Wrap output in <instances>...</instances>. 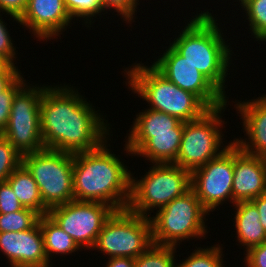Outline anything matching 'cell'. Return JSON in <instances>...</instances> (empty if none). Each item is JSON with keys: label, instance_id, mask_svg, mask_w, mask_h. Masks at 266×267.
<instances>
[{"label": "cell", "instance_id": "1", "mask_svg": "<svg viewBox=\"0 0 266 267\" xmlns=\"http://www.w3.org/2000/svg\"><path fill=\"white\" fill-rule=\"evenodd\" d=\"M63 85H47L43 92L40 104L43 145L45 149L71 154L95 150L110 138V124L77 89Z\"/></svg>", "mask_w": 266, "mask_h": 267}, {"label": "cell", "instance_id": "2", "mask_svg": "<svg viewBox=\"0 0 266 267\" xmlns=\"http://www.w3.org/2000/svg\"><path fill=\"white\" fill-rule=\"evenodd\" d=\"M109 140L95 150L73 154L74 200L100 202L116 211L125 210L130 201L132 172L108 148Z\"/></svg>", "mask_w": 266, "mask_h": 267}, {"label": "cell", "instance_id": "3", "mask_svg": "<svg viewBox=\"0 0 266 267\" xmlns=\"http://www.w3.org/2000/svg\"><path fill=\"white\" fill-rule=\"evenodd\" d=\"M213 13L195 14L170 45L196 67L226 98L232 50ZM219 25V27H218Z\"/></svg>", "mask_w": 266, "mask_h": 267}, {"label": "cell", "instance_id": "4", "mask_svg": "<svg viewBox=\"0 0 266 267\" xmlns=\"http://www.w3.org/2000/svg\"><path fill=\"white\" fill-rule=\"evenodd\" d=\"M129 67L123 71L124 77L127 76L125 83L130 91L147 101L150 109L174 116L182 122L198 119L209 110L195 94L179 88L152 65L140 62Z\"/></svg>", "mask_w": 266, "mask_h": 267}, {"label": "cell", "instance_id": "5", "mask_svg": "<svg viewBox=\"0 0 266 267\" xmlns=\"http://www.w3.org/2000/svg\"><path fill=\"white\" fill-rule=\"evenodd\" d=\"M149 165L153 166L141 179L134 178L131 173V194L127 207L131 213L145 217H150L154 210L163 208L191 189L190 171L174 163Z\"/></svg>", "mask_w": 266, "mask_h": 267}, {"label": "cell", "instance_id": "6", "mask_svg": "<svg viewBox=\"0 0 266 267\" xmlns=\"http://www.w3.org/2000/svg\"><path fill=\"white\" fill-rule=\"evenodd\" d=\"M155 214L149 217L154 244L177 247L184 240L202 239L208 233L205 222L210 213L192 189L173 199Z\"/></svg>", "mask_w": 266, "mask_h": 267}, {"label": "cell", "instance_id": "7", "mask_svg": "<svg viewBox=\"0 0 266 267\" xmlns=\"http://www.w3.org/2000/svg\"><path fill=\"white\" fill-rule=\"evenodd\" d=\"M226 105L228 104L209 109L200 118L184 122L180 149L174 164L192 172L229 147L233 141L224 145V133L221 129L225 128L222 112L226 110Z\"/></svg>", "mask_w": 266, "mask_h": 267}, {"label": "cell", "instance_id": "8", "mask_svg": "<svg viewBox=\"0 0 266 267\" xmlns=\"http://www.w3.org/2000/svg\"><path fill=\"white\" fill-rule=\"evenodd\" d=\"M22 164L34 178L48 209L74 200L73 154L43 149L23 155Z\"/></svg>", "mask_w": 266, "mask_h": 267}, {"label": "cell", "instance_id": "9", "mask_svg": "<svg viewBox=\"0 0 266 267\" xmlns=\"http://www.w3.org/2000/svg\"><path fill=\"white\" fill-rule=\"evenodd\" d=\"M152 244L150 218L125 209L115 211L105 222L93 250L101 251L107 258L136 259Z\"/></svg>", "mask_w": 266, "mask_h": 267}, {"label": "cell", "instance_id": "10", "mask_svg": "<svg viewBox=\"0 0 266 267\" xmlns=\"http://www.w3.org/2000/svg\"><path fill=\"white\" fill-rule=\"evenodd\" d=\"M46 87L28 82L15 94L8 124L1 133L22 156L45 149L40 104Z\"/></svg>", "mask_w": 266, "mask_h": 267}, {"label": "cell", "instance_id": "11", "mask_svg": "<svg viewBox=\"0 0 266 267\" xmlns=\"http://www.w3.org/2000/svg\"><path fill=\"white\" fill-rule=\"evenodd\" d=\"M116 210L108 204L72 200L48 210V215L82 249H93L105 222Z\"/></svg>", "mask_w": 266, "mask_h": 267}, {"label": "cell", "instance_id": "12", "mask_svg": "<svg viewBox=\"0 0 266 267\" xmlns=\"http://www.w3.org/2000/svg\"><path fill=\"white\" fill-rule=\"evenodd\" d=\"M233 176L234 142L218 157L191 172V189L209 213L226 201L232 203Z\"/></svg>", "mask_w": 266, "mask_h": 267}, {"label": "cell", "instance_id": "13", "mask_svg": "<svg viewBox=\"0 0 266 267\" xmlns=\"http://www.w3.org/2000/svg\"><path fill=\"white\" fill-rule=\"evenodd\" d=\"M162 56V57H160ZM152 66L179 88L195 94L209 109L225 105L228 99L171 45Z\"/></svg>", "mask_w": 266, "mask_h": 267}, {"label": "cell", "instance_id": "14", "mask_svg": "<svg viewBox=\"0 0 266 267\" xmlns=\"http://www.w3.org/2000/svg\"><path fill=\"white\" fill-rule=\"evenodd\" d=\"M18 19L20 25L29 29L34 37L46 42L61 37L59 35L73 20L64 0H28L25 11Z\"/></svg>", "mask_w": 266, "mask_h": 267}, {"label": "cell", "instance_id": "15", "mask_svg": "<svg viewBox=\"0 0 266 267\" xmlns=\"http://www.w3.org/2000/svg\"><path fill=\"white\" fill-rule=\"evenodd\" d=\"M0 251L10 267H51L48 262L39 222L31 229L0 233Z\"/></svg>", "mask_w": 266, "mask_h": 267}, {"label": "cell", "instance_id": "16", "mask_svg": "<svg viewBox=\"0 0 266 267\" xmlns=\"http://www.w3.org/2000/svg\"><path fill=\"white\" fill-rule=\"evenodd\" d=\"M184 122H180L173 132L128 133L124 150L129 156L144 157L151 163H174L177 159Z\"/></svg>", "mask_w": 266, "mask_h": 267}, {"label": "cell", "instance_id": "17", "mask_svg": "<svg viewBox=\"0 0 266 267\" xmlns=\"http://www.w3.org/2000/svg\"><path fill=\"white\" fill-rule=\"evenodd\" d=\"M266 193V169L257 155L243 152L234 143L232 205Z\"/></svg>", "mask_w": 266, "mask_h": 267}, {"label": "cell", "instance_id": "18", "mask_svg": "<svg viewBox=\"0 0 266 267\" xmlns=\"http://www.w3.org/2000/svg\"><path fill=\"white\" fill-rule=\"evenodd\" d=\"M236 111L242 119L245 136L248 139L235 138L233 142L245 153L258 155L266 148V102L260 97L234 102ZM247 140V141H246Z\"/></svg>", "mask_w": 266, "mask_h": 267}, {"label": "cell", "instance_id": "19", "mask_svg": "<svg viewBox=\"0 0 266 267\" xmlns=\"http://www.w3.org/2000/svg\"><path fill=\"white\" fill-rule=\"evenodd\" d=\"M235 206V207H234ZM232 207L236 211L233 221L237 240L248 251L266 241V232L260 223L258 209L251 201L236 202ZM246 246V247H245Z\"/></svg>", "mask_w": 266, "mask_h": 267}, {"label": "cell", "instance_id": "20", "mask_svg": "<svg viewBox=\"0 0 266 267\" xmlns=\"http://www.w3.org/2000/svg\"><path fill=\"white\" fill-rule=\"evenodd\" d=\"M17 199L25 208L38 212L41 216L48 214V208L43 204L38 186L28 169L21 163L7 178Z\"/></svg>", "mask_w": 266, "mask_h": 267}, {"label": "cell", "instance_id": "21", "mask_svg": "<svg viewBox=\"0 0 266 267\" xmlns=\"http://www.w3.org/2000/svg\"><path fill=\"white\" fill-rule=\"evenodd\" d=\"M39 224L44 240L45 253L49 263L51 262L50 260H52L50 257L52 258L54 254H60V256L63 254L72 255V253L82 250L72 237L63 231L48 214L40 216Z\"/></svg>", "mask_w": 266, "mask_h": 267}, {"label": "cell", "instance_id": "22", "mask_svg": "<svg viewBox=\"0 0 266 267\" xmlns=\"http://www.w3.org/2000/svg\"><path fill=\"white\" fill-rule=\"evenodd\" d=\"M142 111L134 118L133 126L128 130L129 133L173 132V128L181 122L174 116L150 108Z\"/></svg>", "mask_w": 266, "mask_h": 267}, {"label": "cell", "instance_id": "23", "mask_svg": "<svg viewBox=\"0 0 266 267\" xmlns=\"http://www.w3.org/2000/svg\"><path fill=\"white\" fill-rule=\"evenodd\" d=\"M177 247L152 244L135 259V267H177Z\"/></svg>", "mask_w": 266, "mask_h": 267}, {"label": "cell", "instance_id": "24", "mask_svg": "<svg viewBox=\"0 0 266 267\" xmlns=\"http://www.w3.org/2000/svg\"><path fill=\"white\" fill-rule=\"evenodd\" d=\"M239 3L246 13L251 35L256 41L266 42V0H241Z\"/></svg>", "mask_w": 266, "mask_h": 267}, {"label": "cell", "instance_id": "25", "mask_svg": "<svg viewBox=\"0 0 266 267\" xmlns=\"http://www.w3.org/2000/svg\"><path fill=\"white\" fill-rule=\"evenodd\" d=\"M40 216L35 210L25 207L17 212L0 214V233L29 230L39 222Z\"/></svg>", "mask_w": 266, "mask_h": 267}, {"label": "cell", "instance_id": "26", "mask_svg": "<svg viewBox=\"0 0 266 267\" xmlns=\"http://www.w3.org/2000/svg\"><path fill=\"white\" fill-rule=\"evenodd\" d=\"M190 256L186 257L177 267H225L223 264V248L216 244L208 248L195 247Z\"/></svg>", "mask_w": 266, "mask_h": 267}, {"label": "cell", "instance_id": "27", "mask_svg": "<svg viewBox=\"0 0 266 267\" xmlns=\"http://www.w3.org/2000/svg\"><path fill=\"white\" fill-rule=\"evenodd\" d=\"M67 11L70 16L75 20L82 18L85 26L92 27L93 17L102 15L103 9L100 5V0H64ZM93 21V22H92ZM88 23V25H87ZM90 25V26H89Z\"/></svg>", "mask_w": 266, "mask_h": 267}, {"label": "cell", "instance_id": "28", "mask_svg": "<svg viewBox=\"0 0 266 267\" xmlns=\"http://www.w3.org/2000/svg\"><path fill=\"white\" fill-rule=\"evenodd\" d=\"M21 163L22 155L0 134V183L6 182Z\"/></svg>", "mask_w": 266, "mask_h": 267}, {"label": "cell", "instance_id": "29", "mask_svg": "<svg viewBox=\"0 0 266 267\" xmlns=\"http://www.w3.org/2000/svg\"><path fill=\"white\" fill-rule=\"evenodd\" d=\"M20 75L6 90L0 93V134L6 128L15 94L26 84Z\"/></svg>", "mask_w": 266, "mask_h": 267}, {"label": "cell", "instance_id": "30", "mask_svg": "<svg viewBox=\"0 0 266 267\" xmlns=\"http://www.w3.org/2000/svg\"><path fill=\"white\" fill-rule=\"evenodd\" d=\"M138 2L139 0H100V5L103 13L107 14L108 11L114 9L125 23L132 24L131 22H135V12H137V6L140 4Z\"/></svg>", "mask_w": 266, "mask_h": 267}, {"label": "cell", "instance_id": "31", "mask_svg": "<svg viewBox=\"0 0 266 267\" xmlns=\"http://www.w3.org/2000/svg\"><path fill=\"white\" fill-rule=\"evenodd\" d=\"M24 207L17 199L11 186L7 182L0 183V214H7L22 210Z\"/></svg>", "mask_w": 266, "mask_h": 267}, {"label": "cell", "instance_id": "32", "mask_svg": "<svg viewBox=\"0 0 266 267\" xmlns=\"http://www.w3.org/2000/svg\"><path fill=\"white\" fill-rule=\"evenodd\" d=\"M3 21L1 12H0V55L4 57L11 65L16 66L17 62V51L16 46L14 47V42L11 37L9 30L7 29V24ZM16 64V65H15Z\"/></svg>", "mask_w": 266, "mask_h": 267}, {"label": "cell", "instance_id": "33", "mask_svg": "<svg viewBox=\"0 0 266 267\" xmlns=\"http://www.w3.org/2000/svg\"><path fill=\"white\" fill-rule=\"evenodd\" d=\"M244 258L246 267H266V241L246 251Z\"/></svg>", "mask_w": 266, "mask_h": 267}, {"label": "cell", "instance_id": "34", "mask_svg": "<svg viewBox=\"0 0 266 267\" xmlns=\"http://www.w3.org/2000/svg\"><path fill=\"white\" fill-rule=\"evenodd\" d=\"M28 0H0V12L10 15L17 23L19 22V17L23 14L26 9Z\"/></svg>", "mask_w": 266, "mask_h": 267}, {"label": "cell", "instance_id": "35", "mask_svg": "<svg viewBox=\"0 0 266 267\" xmlns=\"http://www.w3.org/2000/svg\"><path fill=\"white\" fill-rule=\"evenodd\" d=\"M18 66L11 65L6 71H0V93L6 90L22 73Z\"/></svg>", "mask_w": 266, "mask_h": 267}, {"label": "cell", "instance_id": "36", "mask_svg": "<svg viewBox=\"0 0 266 267\" xmlns=\"http://www.w3.org/2000/svg\"><path fill=\"white\" fill-rule=\"evenodd\" d=\"M256 206L260 215V223L266 232V193L251 200Z\"/></svg>", "mask_w": 266, "mask_h": 267}, {"label": "cell", "instance_id": "37", "mask_svg": "<svg viewBox=\"0 0 266 267\" xmlns=\"http://www.w3.org/2000/svg\"><path fill=\"white\" fill-rule=\"evenodd\" d=\"M106 267H135V259L131 257L108 258Z\"/></svg>", "mask_w": 266, "mask_h": 267}, {"label": "cell", "instance_id": "38", "mask_svg": "<svg viewBox=\"0 0 266 267\" xmlns=\"http://www.w3.org/2000/svg\"><path fill=\"white\" fill-rule=\"evenodd\" d=\"M10 66L11 64L0 55V71H6Z\"/></svg>", "mask_w": 266, "mask_h": 267}, {"label": "cell", "instance_id": "39", "mask_svg": "<svg viewBox=\"0 0 266 267\" xmlns=\"http://www.w3.org/2000/svg\"><path fill=\"white\" fill-rule=\"evenodd\" d=\"M257 156L259 157L262 165L266 169V148H264Z\"/></svg>", "mask_w": 266, "mask_h": 267}, {"label": "cell", "instance_id": "40", "mask_svg": "<svg viewBox=\"0 0 266 267\" xmlns=\"http://www.w3.org/2000/svg\"><path fill=\"white\" fill-rule=\"evenodd\" d=\"M260 98H261L264 102H266V94H265V93H264V95L260 96Z\"/></svg>", "mask_w": 266, "mask_h": 267}]
</instances>
